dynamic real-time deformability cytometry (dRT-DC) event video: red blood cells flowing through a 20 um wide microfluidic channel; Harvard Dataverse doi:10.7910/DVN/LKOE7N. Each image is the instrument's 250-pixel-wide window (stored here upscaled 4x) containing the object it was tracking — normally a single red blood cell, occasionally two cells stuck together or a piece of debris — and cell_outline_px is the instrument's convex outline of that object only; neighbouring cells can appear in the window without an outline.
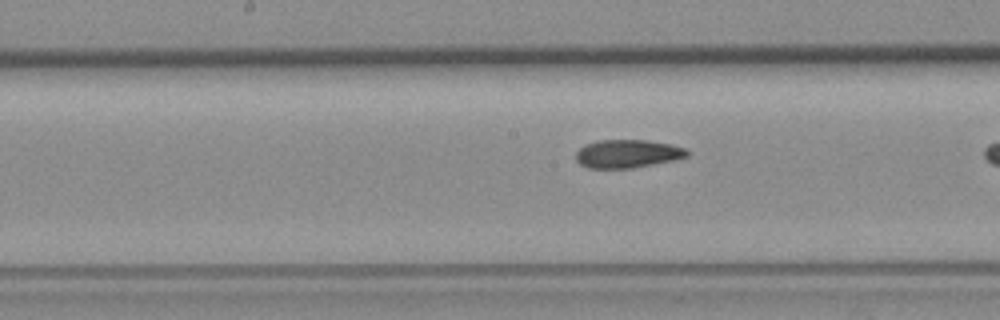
{"species": "common noctule bat (a hibernating species)", "species_latin": "Nyctalus noctula", "temperature_condition": "room temperature", "stored_images_in_passage": 16, "camera_frame_rate_fps": 3000, "um_per_image_px": 0.085, "animal": {"sex": "female", "body_mass_g": 19.3, "forearm_length_mm": 54.1}, "frame": {"image": 1, "passage_image": 14, "time_ms": 4.333, "image_size_px": [1000, 320], "cell_outline_px": [[688, 156], [672, 160], [632, 168], [588, 168], [580, 164], [576, 160], [576, 152], [584, 144], [596, 140], [648, 140], [672, 144], [684, 148], [688, 152]], "centroid_in_image_um": [53.3, 13.06], "position_along_channel_um": 194.9, "area_um2": 18.26}}